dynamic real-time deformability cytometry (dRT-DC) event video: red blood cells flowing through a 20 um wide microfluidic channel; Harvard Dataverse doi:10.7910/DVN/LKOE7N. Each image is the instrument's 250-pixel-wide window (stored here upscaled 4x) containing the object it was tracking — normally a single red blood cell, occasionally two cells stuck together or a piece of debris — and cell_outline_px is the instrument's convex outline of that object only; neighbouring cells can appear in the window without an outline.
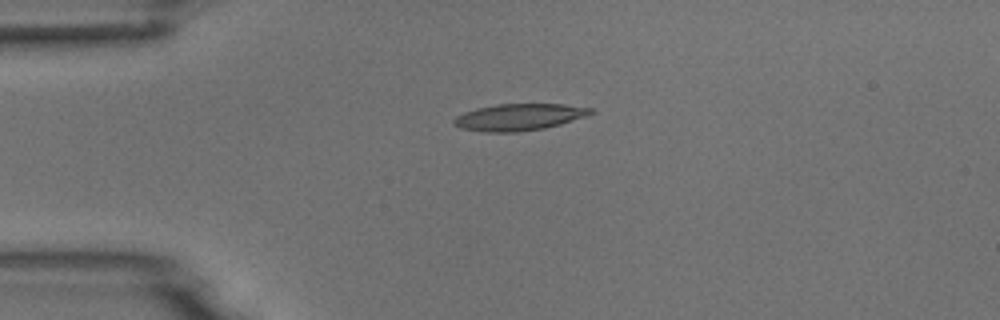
{"species": "common noctule bat (a hibernating species)", "species_latin": "Nyctalus noctula", "temperature_condition": "room temperature", "stored_images_in_passage": 4, "camera_frame_rate_fps": 3000, "um_per_image_px": 0.085, "animal": {"sex": "male", "body_mass_g": 18.8}, "frame": {"image": 1, "passage_image": 3, "time_ms": 3.333, "image_size_px": [1000, 320], "cell_outline_px": [[596, 112], [588, 116], [560, 124], [544, 128], [516, 132], [484, 132], [460, 128], [452, 124], [452, 120], [456, 116], [464, 112], [476, 108], [496, 104], [564, 104], [592, 108]], "centroid_in_image_um": [44.12, 9.95], "position_along_channel_um": 40.9, "area_um2": 21.5}}